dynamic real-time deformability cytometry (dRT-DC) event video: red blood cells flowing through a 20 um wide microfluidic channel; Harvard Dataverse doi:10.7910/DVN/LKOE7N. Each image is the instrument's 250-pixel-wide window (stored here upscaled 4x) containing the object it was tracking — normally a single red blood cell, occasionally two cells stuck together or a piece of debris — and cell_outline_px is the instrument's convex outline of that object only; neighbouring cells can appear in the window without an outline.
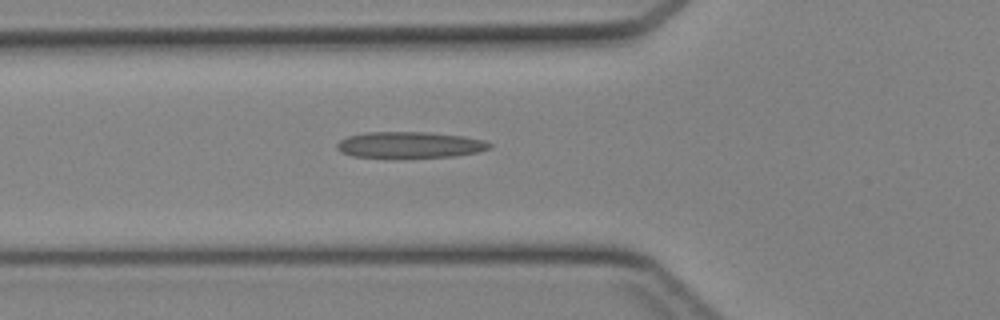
{"species": "Egyptian fruit bat (a non-hibernating species)", "species_latin": "Rousettus aegyptiacus", "temperature_condition": "cold", "stored_images_in_passage": 30, "camera_frame_rate_fps": 3000, "um_per_image_px": 0.085, "animal": {"sex": "female"}, "frame": {"image": 1, "passage_image": 2, "time_ms": 0.333, "image_size_px": [1000, 320], "cell_outline_px": [[492, 148], [476, 152], [456, 156], [352, 156], [340, 152], [336, 148], [336, 144], [340, 140], [348, 136], [368, 132], [428, 132], [464, 136], [484, 140], [492, 144]], "centroid_in_image_um": [34.85, 12.29], "position_along_channel_um": 91.0, "area_um2": 22.83}}
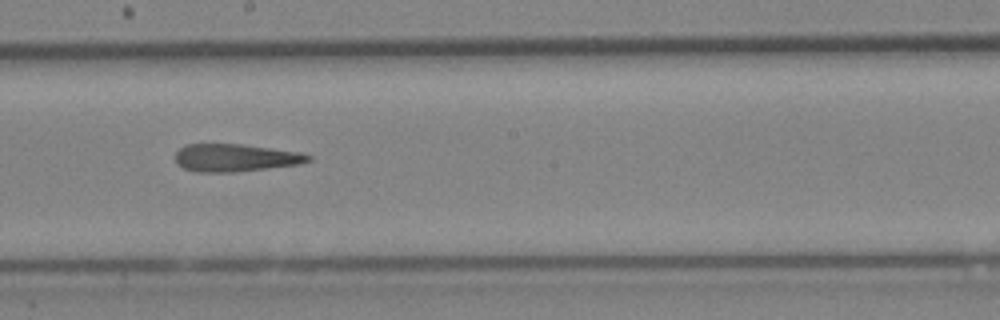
{"frame": {"image": 2, "passage_image": 11, "time_ms": 3.333, "image_size_px": [1000, 320], "cell_outline_px": [[312, 160], [300, 164], [236, 172], [196, 172], [184, 168], [176, 160], [176, 152], [180, 148], [188, 144], [240, 144], [300, 152], [312, 156]], "centroid_in_image_um": [20.03, 13.41], "position_along_channel_um": 228.2, "area_um2": 21.27}}
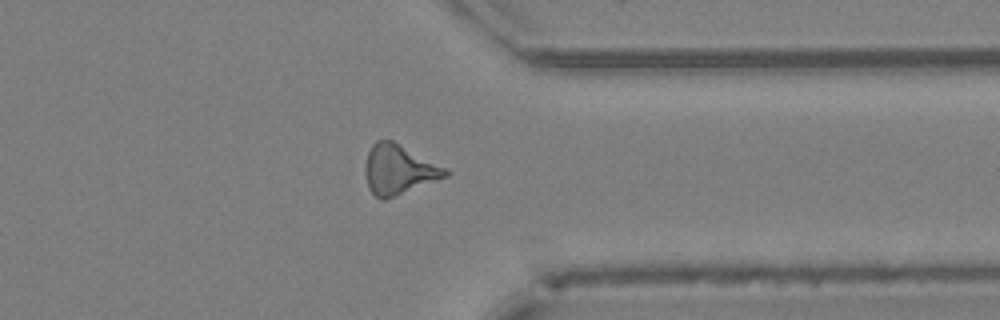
{"frame": {"image": 3, "passage_image": 21, "time_ms": 6.667, "image_size_px": [1000, 320], "cell_outline_px": [[452, 172], [448, 176], [384, 200], [380, 200], [368, 188], [364, 172], [368, 152], [372, 144], [376, 140], [392, 140]], "centroid_in_image_um": [33.86, 14.43], "position_along_channel_um": 377.5, "area_um2": 22.89}}